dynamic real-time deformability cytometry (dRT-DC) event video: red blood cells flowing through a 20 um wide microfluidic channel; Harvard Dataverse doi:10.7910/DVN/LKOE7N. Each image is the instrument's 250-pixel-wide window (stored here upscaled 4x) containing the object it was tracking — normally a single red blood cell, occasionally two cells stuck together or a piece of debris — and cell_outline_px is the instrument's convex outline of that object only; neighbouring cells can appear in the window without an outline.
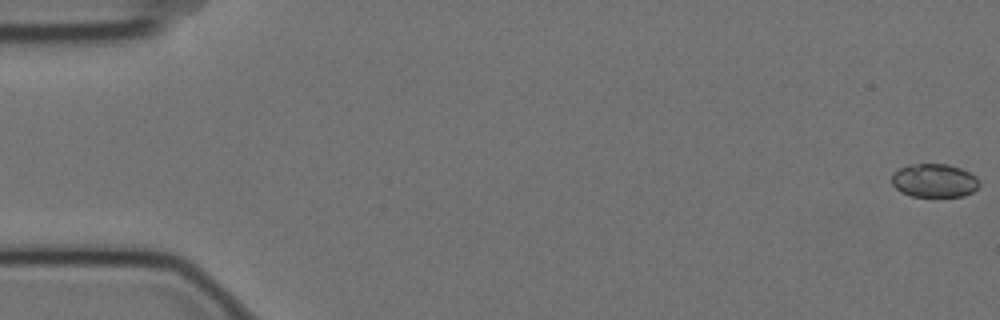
{"species": "Egyptian fruit bat (a non-hibernating species)", "species_latin": "Rousettus aegyptiacus", "temperature_condition": "cold", "stored_images_in_passage": 6, "camera_frame_rate_fps": 3000, "um_per_image_px": 0.085, "animal": {"sex": "female"}, "frame": {"image": 1, "passage_image": 1, "time_ms": 0.0, "image_size_px": [1000, 320], "cell_outline_px": [[980, 184], [972, 192], [964, 196], [912, 196], [900, 192], [892, 184], [892, 172], [908, 164], [948, 164], [960, 168], [976, 176], [980, 180]], "centroid_in_image_um": [79.4, 15.34], "position_along_channel_um": 5.6, "area_um2": 17.17}}
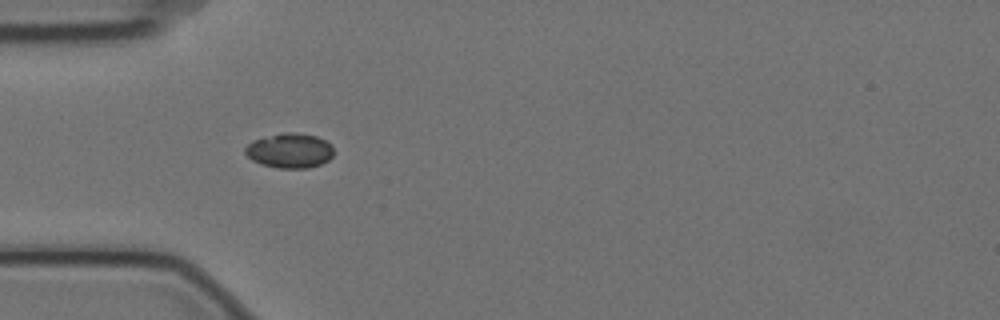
{"frame": {"image": 2, "passage_image": 5, "time_ms": 1.333, "image_size_px": [1000, 320], "cell_outline_px": [[332, 156], [328, 160], [320, 164], [308, 168], [280, 168], [260, 164], [252, 160], [244, 152], [244, 148], [252, 140], [280, 132], [296, 132], [316, 136], [332, 144]], "centroid_in_image_um": [24.6, 12.79], "position_along_channel_um": 60.4, "area_um2": 18.03}}
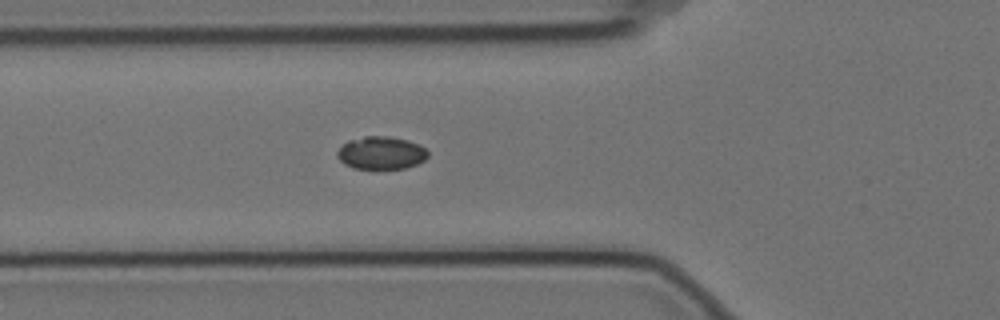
{"frame": {"image": 3, "passage_image": 6, "time_ms": 1.667, "image_size_px": [1000, 320], "cell_outline_px": [[428, 156], [424, 160], [416, 164], [404, 168], [376, 172], [352, 168], [344, 164], [336, 156], [336, 152], [348, 140], [364, 136], [388, 136], [408, 140], [420, 144], [428, 152]], "centroid_in_image_um": [32.37, 13.04], "position_along_channel_um": 93.4, "area_um2": 18.03}}